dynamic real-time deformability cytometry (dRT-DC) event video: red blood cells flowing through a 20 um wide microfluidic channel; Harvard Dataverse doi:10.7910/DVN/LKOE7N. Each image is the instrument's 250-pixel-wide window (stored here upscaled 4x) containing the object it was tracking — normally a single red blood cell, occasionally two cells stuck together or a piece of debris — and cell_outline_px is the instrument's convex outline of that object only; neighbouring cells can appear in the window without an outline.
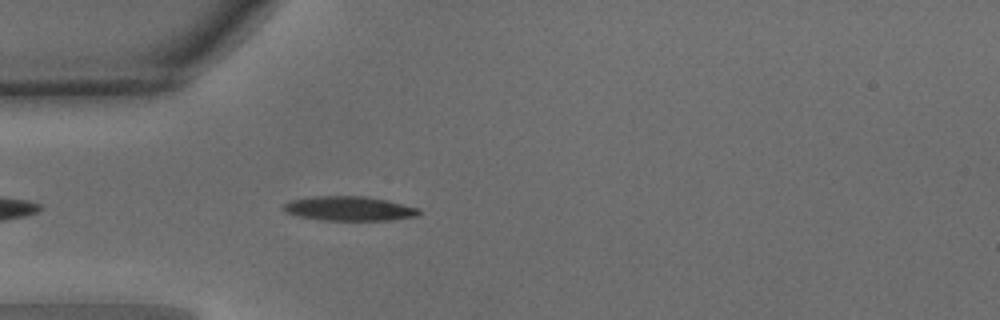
{"species": "common noctule bat (a hibernating species)", "species_latin": "Nyctalus noctula", "temperature_condition": "warm", "stored_images_in_passage": 4, "camera_frame_rate_fps": 3000, "um_per_image_px": 0.085, "animal": {"sex": "male", "body_mass_g": 15.6}, "frame": {"image": 1, "passage_image": 1, "time_ms": 0.0, "image_size_px": [1000, 320], "cell_outline_px": [[420, 216], [388, 220], [324, 220], [300, 216], [288, 212], [284, 208], [284, 204], [292, 200], [316, 196], [368, 196], [388, 200], [420, 208]], "centroid_in_image_um": [29.78, 17.72], "position_along_channel_um": 55.2, "area_um2": 19.13}}